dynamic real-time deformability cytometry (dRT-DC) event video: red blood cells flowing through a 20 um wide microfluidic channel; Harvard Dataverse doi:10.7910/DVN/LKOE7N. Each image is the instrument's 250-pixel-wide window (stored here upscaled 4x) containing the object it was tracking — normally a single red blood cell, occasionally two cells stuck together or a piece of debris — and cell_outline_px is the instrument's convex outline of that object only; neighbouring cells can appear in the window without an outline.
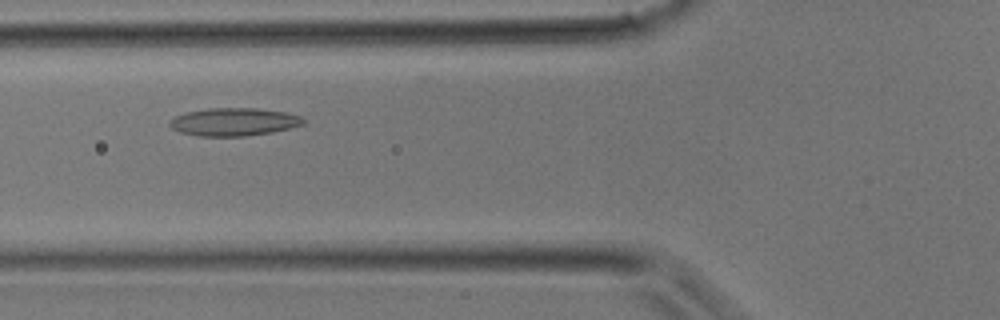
{"species": "common noctule bat (a hibernating species)", "species_latin": "Nyctalus noctula", "temperature_condition": "room temperature", "stored_images_in_passage": 30, "camera_frame_rate_fps": 3000, "um_per_image_px": 0.085, "animal": {"sex": "male", "body_mass_g": 17.9}, "frame": {"image": 1, "passage_image": 8, "time_ms": 2.333, "image_size_px": [1000, 320], "cell_outline_px": [[304, 124], [292, 128], [272, 132], [244, 136], [196, 136], [180, 132], [172, 128], [168, 124], [176, 116], [188, 112], [208, 108], [256, 108], [284, 112], [300, 116], [304, 120]], "centroid_in_image_um": [19.89, 10.36], "position_along_channel_um": 105.9, "area_um2": 21.62}}
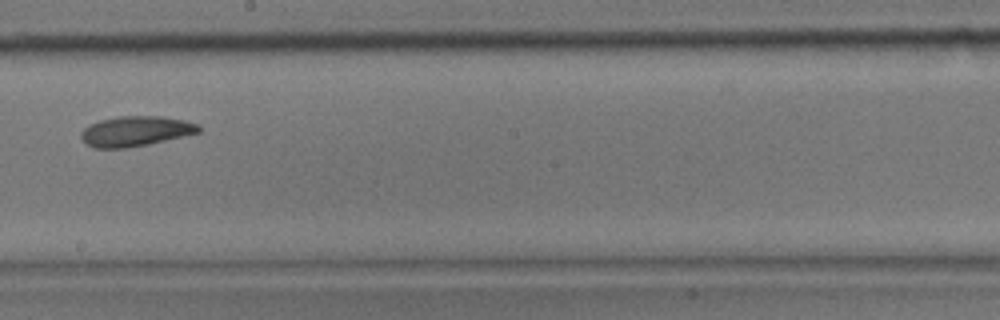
{"frame": {"image": 2, "passage_image": 15, "time_ms": 4.667, "image_size_px": [1000, 320], "cell_outline_px": [[200, 132], [148, 144], [124, 148], [96, 148], [88, 144], [80, 136], [80, 132], [88, 124], [100, 120], [120, 116], [160, 116], [184, 120], [196, 124], [200, 128]], "centroid_in_image_um": [11.49, 11.14], "position_along_channel_um": 236.7, "area_um2": 20.4}}
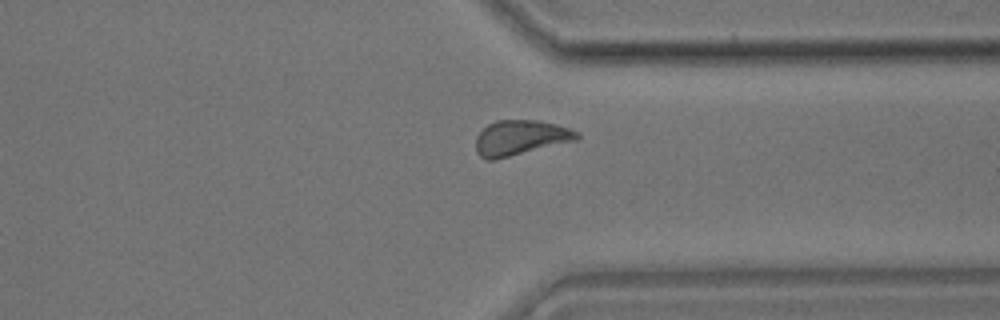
{"frame": {"image": 3, "passage_image": 22, "time_ms": 7.0, "image_size_px": [1000, 320], "cell_outline_px": [[580, 136], [576, 140], [492, 160], [488, 160], [480, 156], [476, 152], [476, 136], [488, 124], [496, 120], [536, 120], [556, 124], [580, 132]], "centroid_in_image_um": [44.22, 11.69], "position_along_channel_um": 367.2, "area_um2": 20.4}}